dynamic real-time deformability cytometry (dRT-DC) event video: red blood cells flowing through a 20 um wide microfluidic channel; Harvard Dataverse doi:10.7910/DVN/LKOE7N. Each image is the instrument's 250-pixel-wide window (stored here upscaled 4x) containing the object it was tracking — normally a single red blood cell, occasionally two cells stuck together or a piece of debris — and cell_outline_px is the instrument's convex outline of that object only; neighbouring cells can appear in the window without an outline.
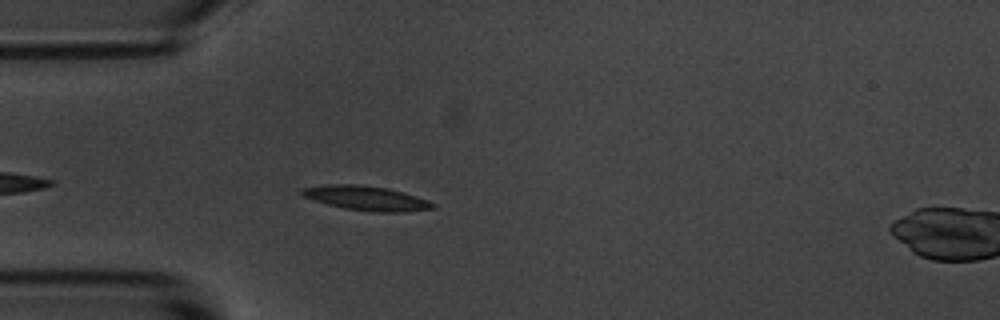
{"species": "common noctule bat (a hibernating species)", "species_latin": "Nyctalus noctula", "temperature_condition": "room temperature", "stored_images_in_passage": 4, "camera_frame_rate_fps": 3000, "um_per_image_px": 0.085, "animal": {"sex": "male", "body_mass_g": 20.1, "forearm_length_mm": 53.5}, "frame": {"image": 1, "passage_image": 4, "time_ms": 3.667, "image_size_px": [1000, 320], "cell_outline_px": [[436, 208], [404, 212], [376, 212], [344, 208], [328, 204], [304, 196], [300, 192], [300, 188], [328, 184], [360, 184], [388, 188], [404, 192], [428, 200], [436, 204]], "centroid_in_image_um": [31.18, 16.84], "position_along_channel_um": 53.8, "area_um2": 18.67}}